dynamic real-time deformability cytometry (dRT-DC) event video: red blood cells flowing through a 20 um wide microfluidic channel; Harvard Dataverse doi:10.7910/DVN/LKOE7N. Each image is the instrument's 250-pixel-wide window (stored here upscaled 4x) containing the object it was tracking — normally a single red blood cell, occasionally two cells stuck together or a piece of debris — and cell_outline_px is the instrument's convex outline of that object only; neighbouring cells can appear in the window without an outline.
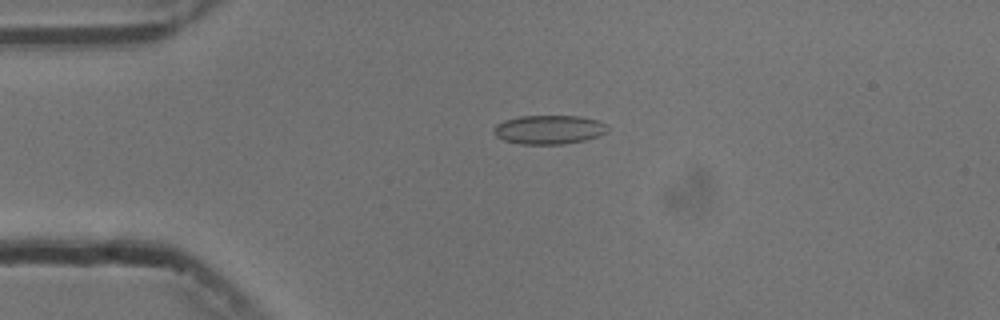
{"species": "common noctule bat (a hibernating species)", "species_latin": "Nyctalus noctula", "temperature_condition": "cold", "stored_images_in_passage": 54, "camera_frame_rate_fps": 3000, "um_per_image_px": 0.085, "animal": {"sex": "male", "body_mass_g": 13.3}, "frame": {"image": 1, "passage_image": 12, "time_ms": 3.667, "image_size_px": [1000, 320], "cell_outline_px": [[608, 132], [600, 136], [584, 140], [564, 144], [520, 144], [504, 140], [496, 136], [492, 132], [496, 124], [504, 120], [520, 116], [580, 116], [596, 120], [608, 124]], "centroid_in_image_um": [46.68, 11.02], "position_along_channel_um": 38.3, "area_um2": 19.36}}
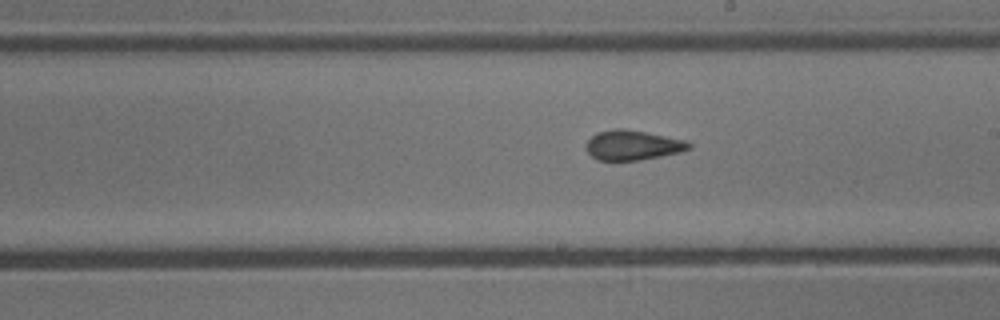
{"frame": {"image": 2, "passage_image": 30, "time_ms": 9.667, "image_size_px": [1000, 320], "cell_outline_px": [[692, 148], [680, 152], [640, 160], [596, 160], [584, 148], [584, 144], [596, 132], [616, 128], [624, 128], [688, 140], [692, 144]], "centroid_in_image_um": [53.78, 12.33], "position_along_channel_um": 235.2, "area_um2": 18.09}}
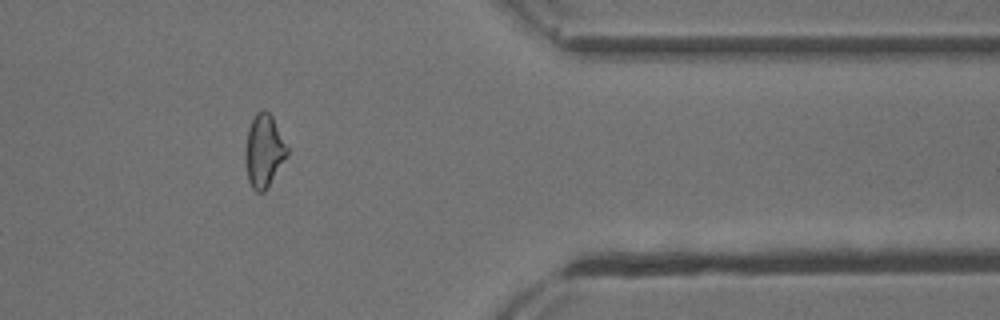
{"frame": {"image": 3, "passage_image": 44, "time_ms": 14.333, "image_size_px": [1000, 320], "cell_outline_px": [[288, 152], [264, 192], [256, 192], [252, 188], [248, 180], [244, 160], [244, 148], [248, 128], [256, 112], [260, 108], [264, 108], [272, 116], [288, 148]], "centroid_in_image_um": [22.38, 12.79], "position_along_channel_um": 389.0, "area_um2": 17.69}, "authors_computed_cell_mechanics": {"area_um2": 18.1492, "velocity_mm_per_s": 3.7672, "shape_relaxation_time_tau1_ms": null, "shape_relaxation_time_tau2_ms": 1.4699, "deformation_change_tau1": null, "deformation_change_tau2": 0.0748}}